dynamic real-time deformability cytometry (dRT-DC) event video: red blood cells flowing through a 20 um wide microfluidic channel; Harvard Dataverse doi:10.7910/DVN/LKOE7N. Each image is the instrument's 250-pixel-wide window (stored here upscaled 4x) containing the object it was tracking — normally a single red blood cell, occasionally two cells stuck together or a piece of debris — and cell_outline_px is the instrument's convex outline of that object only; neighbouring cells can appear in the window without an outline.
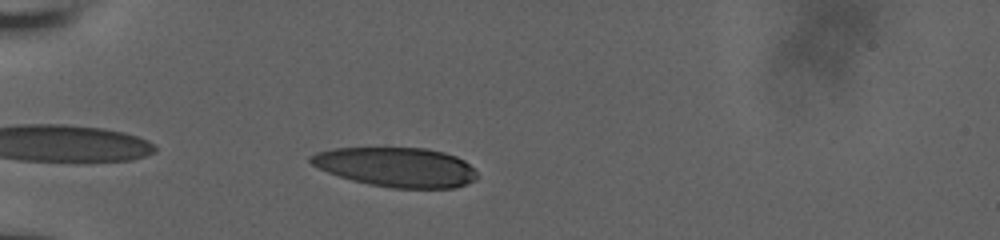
{"species": "human", "species_latin": "Homo sapiens", "temperature_condition": "room temperature", "stored_images_in_passage": 37, "camera_frame_rate_fps": 3000, "um_per_image_px": 0.085, "donor": {"sex": "male"}, "frame": {"image": 1, "passage_image": 3, "time_ms": 0.667, "image_size_px": [1000, 240], "cell_outline_px": [[476, 180], [452, 188], [392, 188], [368, 184], [352, 180], [328, 172], [312, 164], [308, 160], [308, 156], [316, 152], [336, 148], [428, 148], [444, 152], [456, 156], [464, 160], [476, 172]], "centroid_in_image_um": [33.68, 14.2], "position_along_channel_um": 51.3, "area_um2": 38.15}}
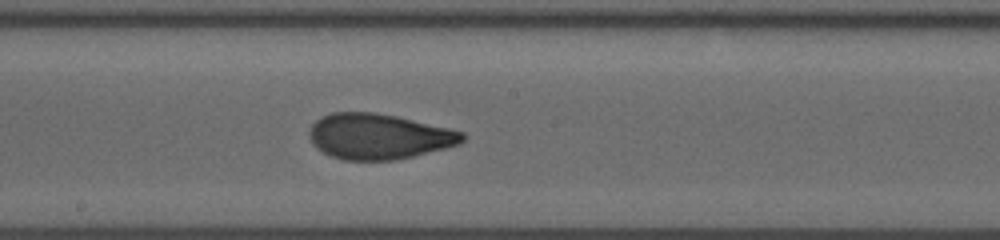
{"frame": {"image": 2, "passage_image": 18, "time_ms": 5.667, "image_size_px": [1000, 240], "cell_outline_px": [[464, 140], [460, 144], [396, 160], [344, 160], [332, 156], [316, 148], [312, 144], [308, 136], [308, 132], [312, 124], [320, 116], [332, 112], [376, 112], [396, 116], [448, 128], [464, 132]], "centroid_in_image_um": [32.15, 11.59], "position_along_channel_um": 216.1, "area_um2": 40.58}}
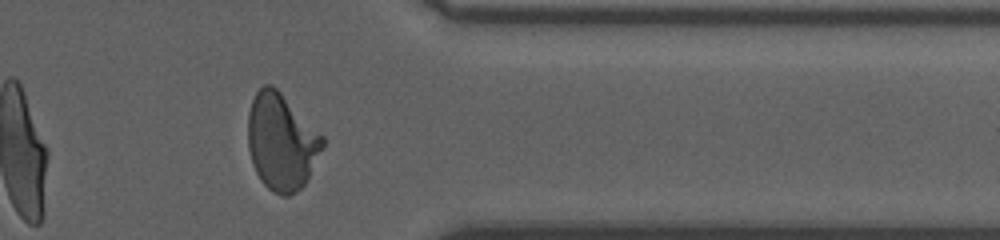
{"frame": {"image": 3, "passage_image": 32, "time_ms": 10.333, "image_size_px": [1000, 240], "cell_outline_px": [[324, 144], [304, 184], [300, 188], [288, 196], [280, 196], [272, 192], [260, 180], [256, 172], [248, 148], [248, 112], [252, 100], [256, 92], [264, 84], [272, 84], [324, 136]], "centroid_in_image_um": [23.9, 12.05], "position_along_channel_um": 387.5, "area_um2": 41.62}, "authors_computed_cell_mechanics": {"area_um2": 40.2866, "velocity_mm_per_s": 3.8328, "shape_relaxation_time_tau1_ms": 8.5127, "shape_relaxation_time_tau2_ms": 0.9566, "deformation_change_tau1": 0.246, "deformation_change_tau2": 0.0698}}